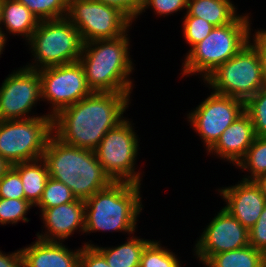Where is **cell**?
Listing matches in <instances>:
<instances>
[{"label":"cell","instance_id":"cell-41","mask_svg":"<svg viewBox=\"0 0 266 267\" xmlns=\"http://www.w3.org/2000/svg\"><path fill=\"white\" fill-rule=\"evenodd\" d=\"M2 23V0H0V25ZM1 30L3 29L2 28V25L0 26Z\"/></svg>","mask_w":266,"mask_h":267},{"label":"cell","instance_id":"cell-9","mask_svg":"<svg viewBox=\"0 0 266 267\" xmlns=\"http://www.w3.org/2000/svg\"><path fill=\"white\" fill-rule=\"evenodd\" d=\"M128 120L126 118L110 129L94 152L112 182L141 184L142 173L135 171V160L139 154L138 136Z\"/></svg>","mask_w":266,"mask_h":267},{"label":"cell","instance_id":"cell-31","mask_svg":"<svg viewBox=\"0 0 266 267\" xmlns=\"http://www.w3.org/2000/svg\"><path fill=\"white\" fill-rule=\"evenodd\" d=\"M0 198L25 199L20 175L12 166L0 180Z\"/></svg>","mask_w":266,"mask_h":267},{"label":"cell","instance_id":"cell-20","mask_svg":"<svg viewBox=\"0 0 266 267\" xmlns=\"http://www.w3.org/2000/svg\"><path fill=\"white\" fill-rule=\"evenodd\" d=\"M39 19L17 0H2V25L14 36H24L29 40L37 29Z\"/></svg>","mask_w":266,"mask_h":267},{"label":"cell","instance_id":"cell-24","mask_svg":"<svg viewBox=\"0 0 266 267\" xmlns=\"http://www.w3.org/2000/svg\"><path fill=\"white\" fill-rule=\"evenodd\" d=\"M236 166L251 173L242 178L245 180H255L266 174V136H256L251 147Z\"/></svg>","mask_w":266,"mask_h":267},{"label":"cell","instance_id":"cell-25","mask_svg":"<svg viewBox=\"0 0 266 267\" xmlns=\"http://www.w3.org/2000/svg\"><path fill=\"white\" fill-rule=\"evenodd\" d=\"M38 19L57 20L67 17L69 0H17Z\"/></svg>","mask_w":266,"mask_h":267},{"label":"cell","instance_id":"cell-33","mask_svg":"<svg viewBox=\"0 0 266 267\" xmlns=\"http://www.w3.org/2000/svg\"><path fill=\"white\" fill-rule=\"evenodd\" d=\"M249 245L266 255V205L256 224L249 229Z\"/></svg>","mask_w":266,"mask_h":267},{"label":"cell","instance_id":"cell-4","mask_svg":"<svg viewBox=\"0 0 266 267\" xmlns=\"http://www.w3.org/2000/svg\"><path fill=\"white\" fill-rule=\"evenodd\" d=\"M141 184L111 182L85 200L84 233L117 231L134 234L143 205Z\"/></svg>","mask_w":266,"mask_h":267},{"label":"cell","instance_id":"cell-19","mask_svg":"<svg viewBox=\"0 0 266 267\" xmlns=\"http://www.w3.org/2000/svg\"><path fill=\"white\" fill-rule=\"evenodd\" d=\"M231 0H188L185 16L202 18L215 27L233 22L238 16Z\"/></svg>","mask_w":266,"mask_h":267},{"label":"cell","instance_id":"cell-36","mask_svg":"<svg viewBox=\"0 0 266 267\" xmlns=\"http://www.w3.org/2000/svg\"><path fill=\"white\" fill-rule=\"evenodd\" d=\"M253 43H251L259 54L261 65H262V75L264 82L266 84V30L260 29L253 35Z\"/></svg>","mask_w":266,"mask_h":267},{"label":"cell","instance_id":"cell-6","mask_svg":"<svg viewBox=\"0 0 266 267\" xmlns=\"http://www.w3.org/2000/svg\"><path fill=\"white\" fill-rule=\"evenodd\" d=\"M27 42L34 62L25 67L33 70L78 62L84 44L80 32L67 18L39 21Z\"/></svg>","mask_w":266,"mask_h":267},{"label":"cell","instance_id":"cell-3","mask_svg":"<svg viewBox=\"0 0 266 267\" xmlns=\"http://www.w3.org/2000/svg\"><path fill=\"white\" fill-rule=\"evenodd\" d=\"M42 159L49 177L64 183L78 199L86 200L112 181L93 150L67 145L52 135Z\"/></svg>","mask_w":266,"mask_h":267},{"label":"cell","instance_id":"cell-30","mask_svg":"<svg viewBox=\"0 0 266 267\" xmlns=\"http://www.w3.org/2000/svg\"><path fill=\"white\" fill-rule=\"evenodd\" d=\"M183 19V36L191 46L190 50L206 38L215 27L206 20L195 16H184Z\"/></svg>","mask_w":266,"mask_h":267},{"label":"cell","instance_id":"cell-27","mask_svg":"<svg viewBox=\"0 0 266 267\" xmlns=\"http://www.w3.org/2000/svg\"><path fill=\"white\" fill-rule=\"evenodd\" d=\"M76 199V196L64 183L49 177L41 199L35 207L51 208L61 204L70 203Z\"/></svg>","mask_w":266,"mask_h":267},{"label":"cell","instance_id":"cell-12","mask_svg":"<svg viewBox=\"0 0 266 267\" xmlns=\"http://www.w3.org/2000/svg\"><path fill=\"white\" fill-rule=\"evenodd\" d=\"M243 113V100L211 92L187 118L208 151L224 130Z\"/></svg>","mask_w":266,"mask_h":267},{"label":"cell","instance_id":"cell-40","mask_svg":"<svg viewBox=\"0 0 266 267\" xmlns=\"http://www.w3.org/2000/svg\"><path fill=\"white\" fill-rule=\"evenodd\" d=\"M5 31H2L1 28H0V55L3 54V49L5 48V44H6V40H7V37H6V33H4Z\"/></svg>","mask_w":266,"mask_h":267},{"label":"cell","instance_id":"cell-7","mask_svg":"<svg viewBox=\"0 0 266 267\" xmlns=\"http://www.w3.org/2000/svg\"><path fill=\"white\" fill-rule=\"evenodd\" d=\"M204 83L214 93L230 96L244 102L266 86L257 49L251 44V37L234 57L219 65L205 79Z\"/></svg>","mask_w":266,"mask_h":267},{"label":"cell","instance_id":"cell-38","mask_svg":"<svg viewBox=\"0 0 266 267\" xmlns=\"http://www.w3.org/2000/svg\"><path fill=\"white\" fill-rule=\"evenodd\" d=\"M254 181L266 198V174L257 177Z\"/></svg>","mask_w":266,"mask_h":267},{"label":"cell","instance_id":"cell-2","mask_svg":"<svg viewBox=\"0 0 266 267\" xmlns=\"http://www.w3.org/2000/svg\"><path fill=\"white\" fill-rule=\"evenodd\" d=\"M129 46L127 33L115 39L95 40L83 44L79 63L84 69L87 85L92 92L132 94L133 82L129 75L134 70V65L130 58Z\"/></svg>","mask_w":266,"mask_h":267},{"label":"cell","instance_id":"cell-16","mask_svg":"<svg viewBox=\"0 0 266 267\" xmlns=\"http://www.w3.org/2000/svg\"><path fill=\"white\" fill-rule=\"evenodd\" d=\"M45 233H37L43 241L63 242L79 229L82 234L85 228V200L76 199L70 203L51 208H40Z\"/></svg>","mask_w":266,"mask_h":267},{"label":"cell","instance_id":"cell-28","mask_svg":"<svg viewBox=\"0 0 266 267\" xmlns=\"http://www.w3.org/2000/svg\"><path fill=\"white\" fill-rule=\"evenodd\" d=\"M244 112L250 117L256 136H266V86L244 102Z\"/></svg>","mask_w":266,"mask_h":267},{"label":"cell","instance_id":"cell-22","mask_svg":"<svg viewBox=\"0 0 266 267\" xmlns=\"http://www.w3.org/2000/svg\"><path fill=\"white\" fill-rule=\"evenodd\" d=\"M128 240L117 247H99L86 242V246H94L106 259L110 267H139L142 253L151 240L128 237Z\"/></svg>","mask_w":266,"mask_h":267},{"label":"cell","instance_id":"cell-8","mask_svg":"<svg viewBox=\"0 0 266 267\" xmlns=\"http://www.w3.org/2000/svg\"><path fill=\"white\" fill-rule=\"evenodd\" d=\"M52 135L53 117L49 114L0 120V156L11 166L41 159Z\"/></svg>","mask_w":266,"mask_h":267},{"label":"cell","instance_id":"cell-35","mask_svg":"<svg viewBox=\"0 0 266 267\" xmlns=\"http://www.w3.org/2000/svg\"><path fill=\"white\" fill-rule=\"evenodd\" d=\"M123 11L132 21L137 19L143 7L144 0H97ZM138 16V17H137Z\"/></svg>","mask_w":266,"mask_h":267},{"label":"cell","instance_id":"cell-32","mask_svg":"<svg viewBox=\"0 0 266 267\" xmlns=\"http://www.w3.org/2000/svg\"><path fill=\"white\" fill-rule=\"evenodd\" d=\"M188 0H144L143 7L140 11L145 12V9L152 7L155 14L159 16L171 15L180 10H187Z\"/></svg>","mask_w":266,"mask_h":267},{"label":"cell","instance_id":"cell-26","mask_svg":"<svg viewBox=\"0 0 266 267\" xmlns=\"http://www.w3.org/2000/svg\"><path fill=\"white\" fill-rule=\"evenodd\" d=\"M159 242L152 240L145 247L139 267H181L178 257L168 248L162 247Z\"/></svg>","mask_w":266,"mask_h":267},{"label":"cell","instance_id":"cell-13","mask_svg":"<svg viewBox=\"0 0 266 267\" xmlns=\"http://www.w3.org/2000/svg\"><path fill=\"white\" fill-rule=\"evenodd\" d=\"M40 98L42 91L39 71L24 66L14 70L0 87V120L37 117L28 114Z\"/></svg>","mask_w":266,"mask_h":267},{"label":"cell","instance_id":"cell-5","mask_svg":"<svg viewBox=\"0 0 266 267\" xmlns=\"http://www.w3.org/2000/svg\"><path fill=\"white\" fill-rule=\"evenodd\" d=\"M250 19L248 14H243L227 25L214 27L186 53L181 75L200 74L205 79L219 65L234 57L250 41Z\"/></svg>","mask_w":266,"mask_h":267},{"label":"cell","instance_id":"cell-11","mask_svg":"<svg viewBox=\"0 0 266 267\" xmlns=\"http://www.w3.org/2000/svg\"><path fill=\"white\" fill-rule=\"evenodd\" d=\"M38 71L41 79V99L52 104V110L48 113L51 117L92 93L79 61L45 67Z\"/></svg>","mask_w":266,"mask_h":267},{"label":"cell","instance_id":"cell-37","mask_svg":"<svg viewBox=\"0 0 266 267\" xmlns=\"http://www.w3.org/2000/svg\"><path fill=\"white\" fill-rule=\"evenodd\" d=\"M0 267H24V259L20 250L6 254L0 250Z\"/></svg>","mask_w":266,"mask_h":267},{"label":"cell","instance_id":"cell-1","mask_svg":"<svg viewBox=\"0 0 266 267\" xmlns=\"http://www.w3.org/2000/svg\"><path fill=\"white\" fill-rule=\"evenodd\" d=\"M129 98L127 93L92 92L53 117V135L67 145L94 151L125 119Z\"/></svg>","mask_w":266,"mask_h":267},{"label":"cell","instance_id":"cell-39","mask_svg":"<svg viewBox=\"0 0 266 267\" xmlns=\"http://www.w3.org/2000/svg\"><path fill=\"white\" fill-rule=\"evenodd\" d=\"M10 168L11 165L3 157L0 156V180Z\"/></svg>","mask_w":266,"mask_h":267},{"label":"cell","instance_id":"cell-34","mask_svg":"<svg viewBox=\"0 0 266 267\" xmlns=\"http://www.w3.org/2000/svg\"><path fill=\"white\" fill-rule=\"evenodd\" d=\"M78 267H110L105 257L94 246H82Z\"/></svg>","mask_w":266,"mask_h":267},{"label":"cell","instance_id":"cell-18","mask_svg":"<svg viewBox=\"0 0 266 267\" xmlns=\"http://www.w3.org/2000/svg\"><path fill=\"white\" fill-rule=\"evenodd\" d=\"M21 251L24 267H78L81 248L73 251L62 242L43 241L37 238Z\"/></svg>","mask_w":266,"mask_h":267},{"label":"cell","instance_id":"cell-23","mask_svg":"<svg viewBox=\"0 0 266 267\" xmlns=\"http://www.w3.org/2000/svg\"><path fill=\"white\" fill-rule=\"evenodd\" d=\"M207 267H266V255L250 245L213 255Z\"/></svg>","mask_w":266,"mask_h":267},{"label":"cell","instance_id":"cell-21","mask_svg":"<svg viewBox=\"0 0 266 267\" xmlns=\"http://www.w3.org/2000/svg\"><path fill=\"white\" fill-rule=\"evenodd\" d=\"M12 167L20 175L25 200L35 206L41 199L46 182L49 178L45 161L41 158L34 161L17 163L12 165Z\"/></svg>","mask_w":266,"mask_h":267},{"label":"cell","instance_id":"cell-10","mask_svg":"<svg viewBox=\"0 0 266 267\" xmlns=\"http://www.w3.org/2000/svg\"><path fill=\"white\" fill-rule=\"evenodd\" d=\"M83 43L115 39L128 33L132 20L120 9L97 0H69L66 17Z\"/></svg>","mask_w":266,"mask_h":267},{"label":"cell","instance_id":"cell-15","mask_svg":"<svg viewBox=\"0 0 266 267\" xmlns=\"http://www.w3.org/2000/svg\"><path fill=\"white\" fill-rule=\"evenodd\" d=\"M240 182V183H239ZM238 184L218 189L227 204L226 209L248 230L252 228L260 217L266 198L254 180L242 179Z\"/></svg>","mask_w":266,"mask_h":267},{"label":"cell","instance_id":"cell-14","mask_svg":"<svg viewBox=\"0 0 266 267\" xmlns=\"http://www.w3.org/2000/svg\"><path fill=\"white\" fill-rule=\"evenodd\" d=\"M249 245V230L222 208L198 238L194 255L204 265L213 255Z\"/></svg>","mask_w":266,"mask_h":267},{"label":"cell","instance_id":"cell-17","mask_svg":"<svg viewBox=\"0 0 266 267\" xmlns=\"http://www.w3.org/2000/svg\"><path fill=\"white\" fill-rule=\"evenodd\" d=\"M256 138L253 123L244 112L221 134L208 153L237 165Z\"/></svg>","mask_w":266,"mask_h":267},{"label":"cell","instance_id":"cell-29","mask_svg":"<svg viewBox=\"0 0 266 267\" xmlns=\"http://www.w3.org/2000/svg\"><path fill=\"white\" fill-rule=\"evenodd\" d=\"M33 205L25 199L0 198V225L28 222L27 215Z\"/></svg>","mask_w":266,"mask_h":267}]
</instances>
